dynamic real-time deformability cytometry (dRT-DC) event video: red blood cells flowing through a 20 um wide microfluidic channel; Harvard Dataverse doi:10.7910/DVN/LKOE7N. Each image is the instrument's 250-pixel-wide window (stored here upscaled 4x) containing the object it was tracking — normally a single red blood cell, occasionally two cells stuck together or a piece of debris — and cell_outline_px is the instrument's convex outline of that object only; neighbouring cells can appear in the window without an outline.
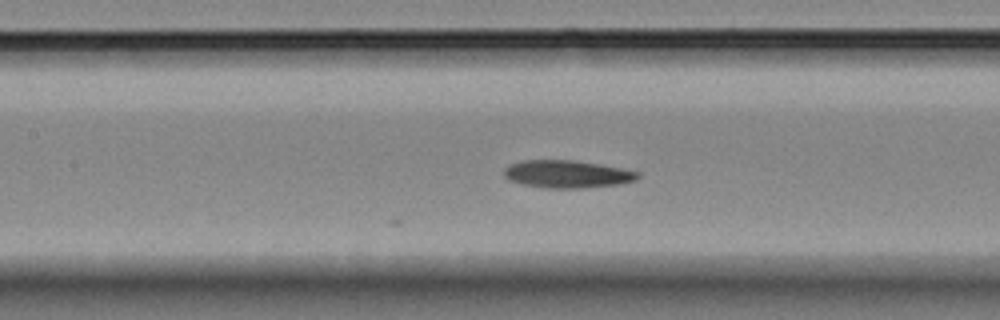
{"species": "Egyptian fruit bat (a non-hibernating species)", "species_latin": "Rousettus aegyptiacus", "temperature_condition": "room temperature", "stored_images_in_passage": 7, "segment_of_instrument_passage": [1, 2], "camera_frame_rate_fps": 3000, "um_per_image_px": 0.085, "animal": {"sex": "female"}, "frame": {"image": 1, "passage_image": 6, "time_ms": 5.667, "image_size_px": [1000, 320], "cell_outline_px": [[640, 176], [636, 180], [620, 184], [584, 188], [544, 188], [520, 184], [508, 180], [504, 176], [504, 168], [508, 164], [524, 160], [572, 160], [600, 164], [640, 172]], "centroid_in_image_um": [48.18, 14.8], "position_along_channel_um": 159.2, "area_um2": 21.73}}